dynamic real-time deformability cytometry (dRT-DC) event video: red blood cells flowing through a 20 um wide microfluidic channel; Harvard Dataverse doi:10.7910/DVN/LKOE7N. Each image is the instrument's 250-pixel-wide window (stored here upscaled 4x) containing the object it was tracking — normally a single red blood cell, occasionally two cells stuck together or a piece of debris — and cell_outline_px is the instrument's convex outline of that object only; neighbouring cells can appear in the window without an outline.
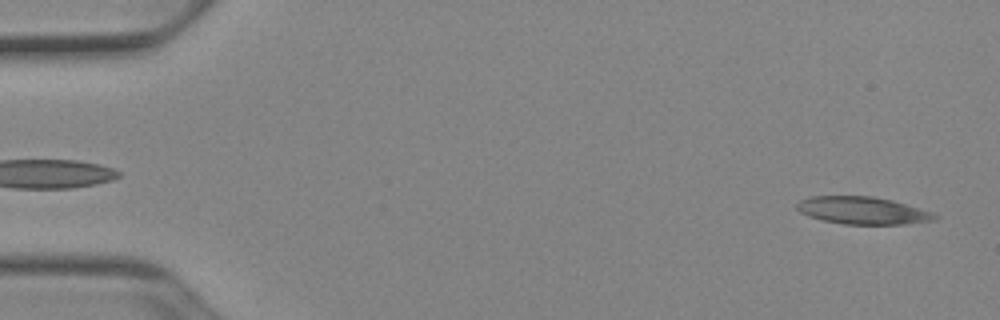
{"species": "Egyptian fruit bat (a non-hibernating species)", "species_latin": "Rousettus aegyptiacus", "temperature_condition": "cold", "stored_images_in_passage": 50, "camera_frame_rate_fps": 3000, "um_per_image_px": 0.085, "animal": {"sex": "female"}, "frame": {"image": 1, "passage_image": 1, "time_ms": 0.0, "image_size_px": [1000, 320], "cell_outline_px": [[940, 216], [936, 220], [904, 224], [844, 224], [820, 220], [808, 216], [800, 212], [796, 208], [796, 204], [800, 200], [808, 196], [872, 196], [892, 200], [932, 212]], "centroid_in_image_um": [73.3, 17.89], "position_along_channel_um": 11.7, "area_um2": 22.14}}
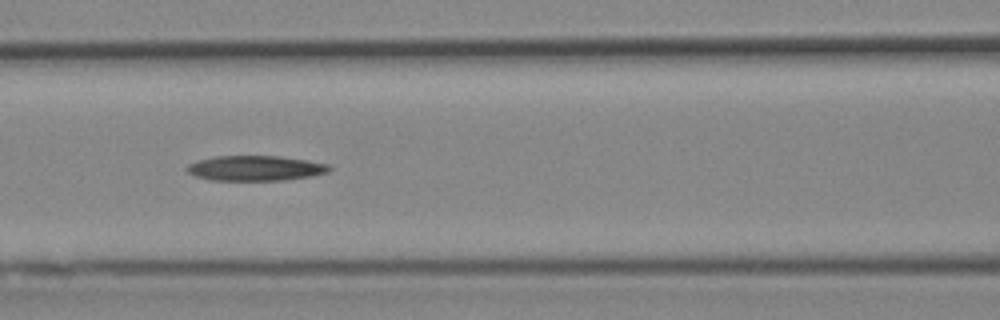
{"frame": {"image": 2, "passage_image": 21, "time_ms": 6.667, "image_size_px": [1000, 320], "cell_outline_px": [[332, 168], [328, 172], [312, 176], [284, 180], [212, 180], [196, 176], [188, 172], [184, 168], [188, 164], [196, 160], [216, 156], [280, 156], [308, 160], [332, 164]], "centroid_in_image_um": [21.74, 14.29], "position_along_channel_um": 144.9, "area_um2": 21.04}}
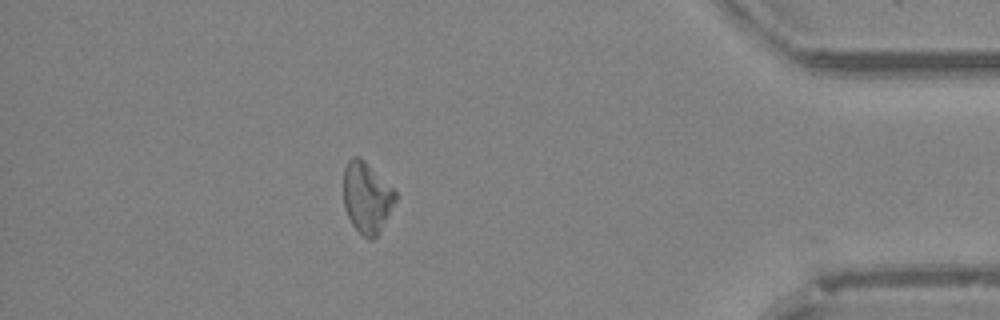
{"frame": {"image": 3, "passage_image": 44, "time_ms": 14.333, "image_size_px": [1000, 320], "cell_outline_px": [[396, 200], [380, 232], [372, 240], [368, 240], [352, 224], [344, 208], [344, 168], [348, 160], [352, 156], [360, 156], [396, 192]], "centroid_in_image_um": [31.16, 16.79], "position_along_channel_um": 404.0, "area_um2": 21.27}}